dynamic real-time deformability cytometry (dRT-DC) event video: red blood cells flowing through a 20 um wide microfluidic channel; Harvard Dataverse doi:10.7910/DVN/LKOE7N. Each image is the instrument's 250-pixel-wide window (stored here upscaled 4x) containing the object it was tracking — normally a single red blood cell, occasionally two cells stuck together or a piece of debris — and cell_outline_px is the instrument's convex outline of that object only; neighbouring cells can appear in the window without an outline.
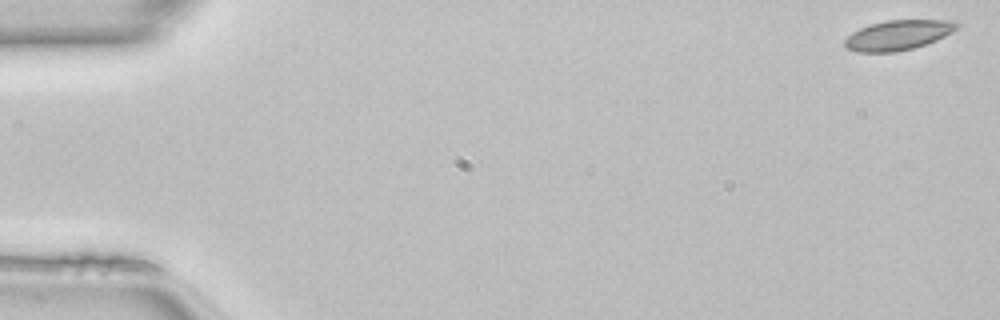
{"species": "common noctule bat (a hibernating species)", "species_latin": "Nyctalus noctula", "temperature_condition": "room temperature", "stored_images_in_passage": 47, "camera_frame_rate_fps": 3000, "um_per_image_px": 0.085, "animal": {"sex": "female", "body_mass_g": 22.7, "forearm_length_mm": 54.2}, "frame": {"image": 1, "passage_image": 1, "time_ms": 0.0, "image_size_px": [1000, 320], "cell_outline_px": [[960, 28], [936, 40], [912, 48], [896, 52], [856, 52], [844, 48], [844, 40], [852, 32], [860, 28], [872, 24], [888, 20], [956, 20], [960, 24]], "centroid_in_image_um": [76.35, 2.98], "position_along_channel_um": 8.7, "area_um2": 19.59}}
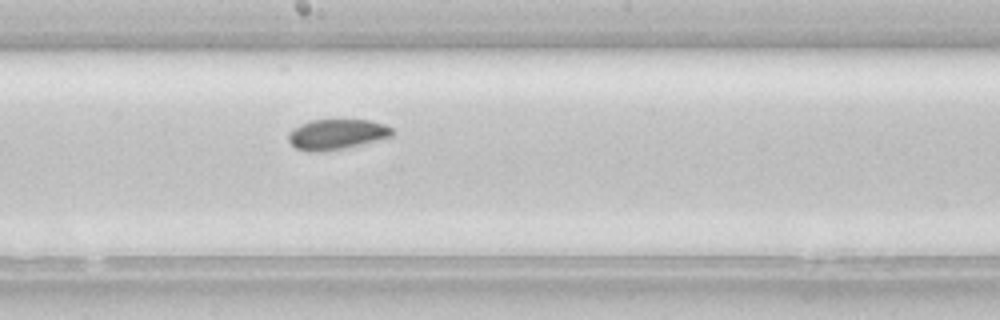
{"frame": {"image": 2, "passage_image": 27, "time_ms": 8.667, "image_size_px": [1000, 320], "cell_outline_px": [[392, 136], [344, 148], [324, 152], [308, 152], [296, 148], [288, 140], [288, 132], [292, 128], [308, 120], [368, 120], [384, 124], [392, 128]], "centroid_in_image_um": [28.55, 11.42], "position_along_channel_um": 219.6, "area_um2": 18.32}}
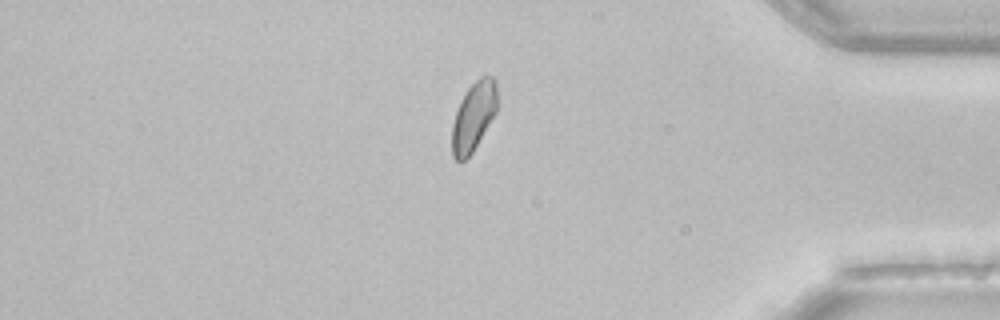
{"frame": {"image": 3, "passage_image": 42, "time_ms": 13.667, "image_size_px": [1000, 320], "cell_outline_px": [[496, 112], [472, 152], [460, 164], [452, 156], [452, 124], [460, 100], [468, 88], [480, 76], [492, 76], [496, 80]], "centroid_in_image_um": [40.23, 9.91], "position_along_channel_um": 395.0, "area_um2": 17.98}, "authors_computed_cell_mechanics": {"area_um2": 19.074, "velocity_mm_per_s": 4.111, "shape_relaxation_time_tau1_ms": 6.22, "shape_relaxation_time_tau2_ms": 5.4068, "deformation_change_tau1": 0.069, "deformation_change_tau2": 0.0769}}